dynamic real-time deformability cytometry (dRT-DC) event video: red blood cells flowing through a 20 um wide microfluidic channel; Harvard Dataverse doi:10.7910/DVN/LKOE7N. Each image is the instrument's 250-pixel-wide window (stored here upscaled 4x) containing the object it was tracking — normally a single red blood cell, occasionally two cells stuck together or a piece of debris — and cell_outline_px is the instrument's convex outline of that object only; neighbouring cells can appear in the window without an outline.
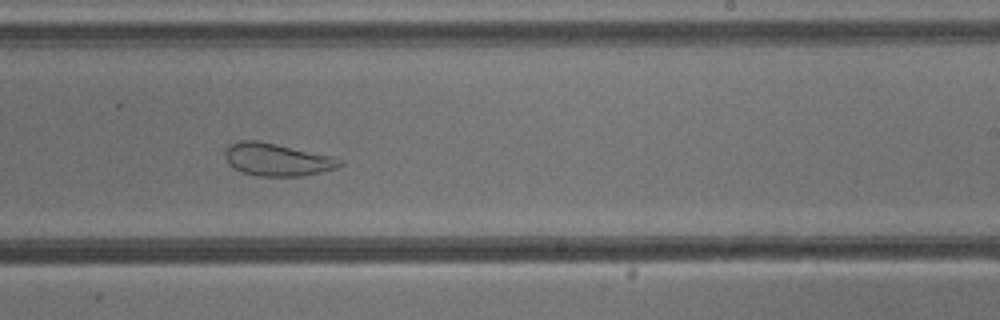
{"species": "common noctule bat (a hibernating species)", "species_latin": "Nyctalus noctula", "temperature_condition": "cold", "stored_images_in_passage": 44, "camera_frame_rate_fps": 3000, "um_per_image_px": 0.085, "animal": {"sex": "male", "body_mass_g": 13.3}, "frame": {"image": 1, "passage_image": 32, "time_ms": 10.333, "image_size_px": [1000, 320], "cell_outline_px": [[344, 164], [336, 168], [304, 176], [256, 176], [244, 172], [228, 164], [224, 156], [224, 152], [228, 144], [240, 140], [256, 140], [276, 144], [332, 156], [340, 160]], "centroid_in_image_um": [23.51, 13.56], "position_along_channel_um": 265.5, "area_um2": 21.73}}